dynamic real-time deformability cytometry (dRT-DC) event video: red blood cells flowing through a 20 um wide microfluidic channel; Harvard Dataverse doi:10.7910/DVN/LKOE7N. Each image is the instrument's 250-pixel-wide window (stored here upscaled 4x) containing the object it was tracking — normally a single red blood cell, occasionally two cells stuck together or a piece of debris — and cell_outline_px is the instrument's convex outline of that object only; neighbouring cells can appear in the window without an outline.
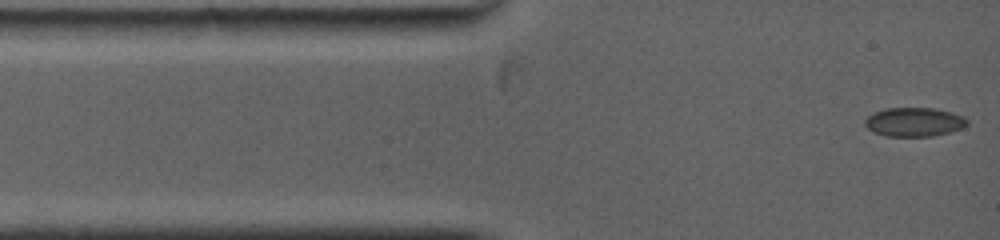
{"species": "common noctule bat (a hibernating species)", "species_latin": "Nyctalus noctula", "temperature_condition": "warm", "stored_images_in_passage": 31, "camera_frame_rate_fps": 5000, "um_per_image_px": 0.085, "animal": {"sex": "female", "body_mass_g": 19.0, "forearm_length_mm": 53.3}, "frame": {"image": 1, "passage_image": 1, "time_ms": 0.0, "image_size_px": [1000, 240], "cell_outline_px": [[968, 124], [960, 128], [948, 132], [932, 136], [888, 136], [876, 132], [868, 128], [864, 124], [864, 120], [872, 112], [888, 108], [932, 108], [952, 112], [964, 116], [968, 120]], "centroid_in_image_um": [77.7, 10.36], "position_along_channel_um": 7.3, "area_um2": 17.11}}
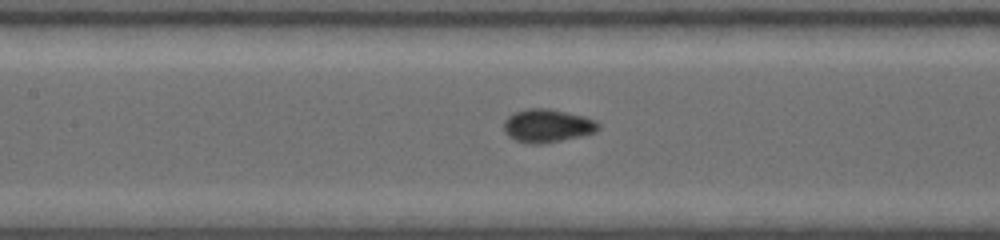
{"frame": {"image": 2, "passage_image": 18, "time_ms": 5.0, "image_size_px": [1000, 240], "cell_outline_px": [[600, 128], [596, 132], [580, 136], [544, 144], [532, 144], [516, 140], [508, 136], [504, 132], [504, 120], [508, 116], [516, 112], [528, 108], [548, 108], [584, 116], [596, 120], [600, 124]], "centroid_in_image_um": [46.54, 10.69], "position_along_channel_um": 160.9, "area_um2": 18.38}}
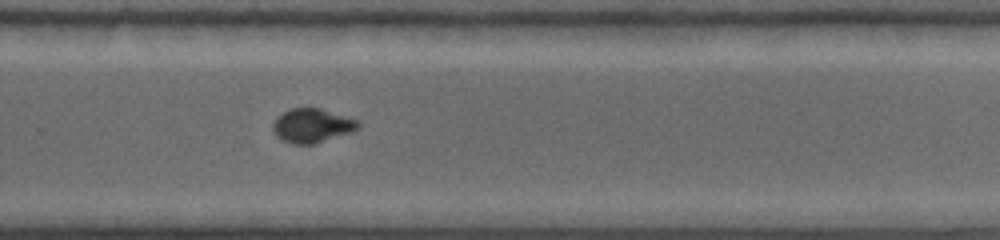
{"frame": {"image": 3, "passage_image": 31, "time_ms": 8.6, "image_size_px": [1000, 240], "cell_outline_px": [[360, 128], [352, 132], [312, 144], [292, 144], [276, 136], [272, 128], [272, 124], [276, 116], [292, 108], [320, 108], [360, 120]], "centroid_in_image_um": [26.54, 10.67], "position_along_channel_um": 303.3, "area_um2": 16.99}}